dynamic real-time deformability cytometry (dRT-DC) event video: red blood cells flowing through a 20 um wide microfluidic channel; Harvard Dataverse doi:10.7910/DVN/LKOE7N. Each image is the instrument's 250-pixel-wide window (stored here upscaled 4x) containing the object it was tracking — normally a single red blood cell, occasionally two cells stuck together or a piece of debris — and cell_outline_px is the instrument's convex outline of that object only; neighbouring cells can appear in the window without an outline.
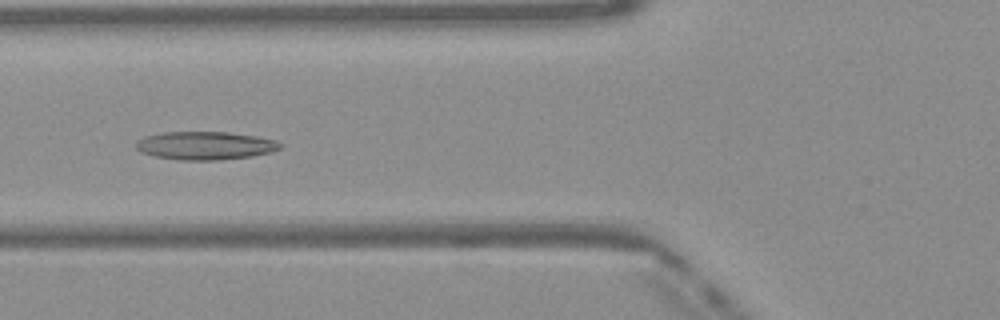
{"species": "Egyptian fruit bat (a non-hibernating species)", "species_latin": "Rousettus aegyptiacus", "temperature_condition": "warm", "stored_images_in_passage": 27, "camera_frame_rate_fps": 3000, "um_per_image_px": 0.085, "frame": {"image": 1, "passage_image": 4, "time_ms": 1.0, "image_size_px": [1000, 320], "cell_outline_px": [[284, 144], [280, 148], [272, 152], [252, 156], [216, 160], [180, 160], [156, 156], [140, 152], [136, 148], [136, 140], [144, 136], [164, 132], [228, 132], [256, 136], [276, 140]], "centroid_in_image_um": [17.45, 12.37], "position_along_channel_um": 108.4, "area_um2": 23.76}}
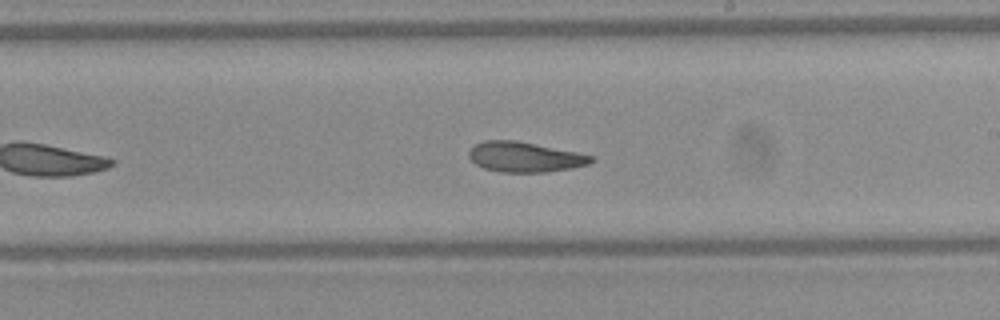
{"frame": {"image": 2, "passage_image": 14, "time_ms": 4.333, "image_size_px": [1000, 320], "cell_outline_px": [[596, 160], [588, 164], [572, 168], [544, 172], [500, 172], [484, 168], [476, 164], [468, 156], [468, 152], [476, 144], [484, 140], [516, 140], [596, 156]], "centroid_in_image_um": [44.63, 13.34], "position_along_channel_um": 244.4, "area_um2": 21.44}}
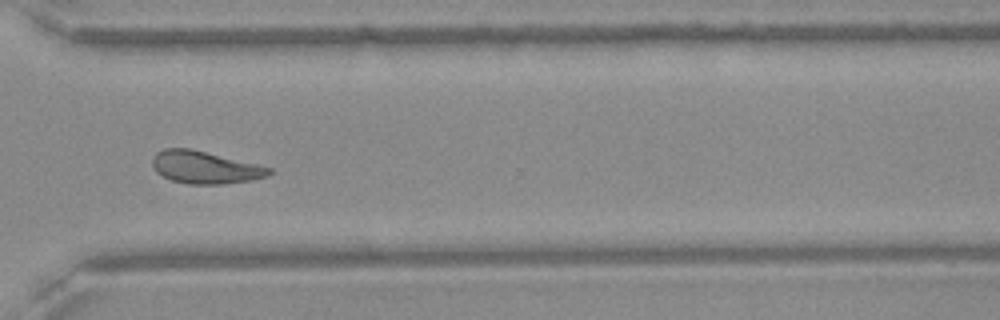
{"frame": {"image": 3, "passage_image": 22, "time_ms": 7.0, "image_size_px": [1000, 320], "cell_outline_px": [[272, 172], [268, 176], [252, 180], [220, 184], [188, 184], [172, 180], [156, 172], [152, 164], [152, 156], [156, 152], [164, 148], [192, 148], [272, 168]], "centroid_in_image_um": [17.4, 14.21], "position_along_channel_um": 353.2, "area_um2": 22.08}, "authors_computed_cell_mechanics": {"area_um2": 21.8484, "velocity_mm_per_s": 4.0706, "shape_relaxation_time_tau1_ms": 5.1212, "shape_relaxation_time_tau2_ms": 3.8034, "deformation_change_tau1": 0.17, "deformation_change_tau2": 0.1069}}